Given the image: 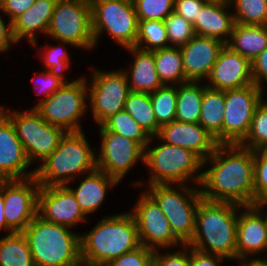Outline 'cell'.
Here are the masks:
<instances>
[{"label":"cell","instance_id":"obj_18","mask_svg":"<svg viewBox=\"0 0 267 266\" xmlns=\"http://www.w3.org/2000/svg\"><path fill=\"white\" fill-rule=\"evenodd\" d=\"M207 80V87L221 91L249 86L253 84L251 62L224 45Z\"/></svg>","mask_w":267,"mask_h":266},{"label":"cell","instance_id":"obj_11","mask_svg":"<svg viewBox=\"0 0 267 266\" xmlns=\"http://www.w3.org/2000/svg\"><path fill=\"white\" fill-rule=\"evenodd\" d=\"M55 41L86 50L95 48L89 0H58L47 35Z\"/></svg>","mask_w":267,"mask_h":266},{"label":"cell","instance_id":"obj_6","mask_svg":"<svg viewBox=\"0 0 267 266\" xmlns=\"http://www.w3.org/2000/svg\"><path fill=\"white\" fill-rule=\"evenodd\" d=\"M155 139L159 140V145L150 148ZM143 164L150 171L149 181L147 180L148 186L155 184L188 185L189 181L199 186L202 179L203 161L194 152L167 144L157 136L151 137L148 145L144 148Z\"/></svg>","mask_w":267,"mask_h":266},{"label":"cell","instance_id":"obj_31","mask_svg":"<svg viewBox=\"0 0 267 266\" xmlns=\"http://www.w3.org/2000/svg\"><path fill=\"white\" fill-rule=\"evenodd\" d=\"M0 238V266H35L26 236L14 232Z\"/></svg>","mask_w":267,"mask_h":266},{"label":"cell","instance_id":"obj_3","mask_svg":"<svg viewBox=\"0 0 267 266\" xmlns=\"http://www.w3.org/2000/svg\"><path fill=\"white\" fill-rule=\"evenodd\" d=\"M241 208L234 203L202 199L196 210L193 238L186 245L236 260V230Z\"/></svg>","mask_w":267,"mask_h":266},{"label":"cell","instance_id":"obj_47","mask_svg":"<svg viewBox=\"0 0 267 266\" xmlns=\"http://www.w3.org/2000/svg\"><path fill=\"white\" fill-rule=\"evenodd\" d=\"M251 66L253 83L264 90L263 82L267 83V48L251 62Z\"/></svg>","mask_w":267,"mask_h":266},{"label":"cell","instance_id":"obj_43","mask_svg":"<svg viewBox=\"0 0 267 266\" xmlns=\"http://www.w3.org/2000/svg\"><path fill=\"white\" fill-rule=\"evenodd\" d=\"M182 247V250L165 254H162L160 249L154 250L153 266H191L190 246L183 245Z\"/></svg>","mask_w":267,"mask_h":266},{"label":"cell","instance_id":"obj_2","mask_svg":"<svg viewBox=\"0 0 267 266\" xmlns=\"http://www.w3.org/2000/svg\"><path fill=\"white\" fill-rule=\"evenodd\" d=\"M139 246L141 243L137 225L130 210L105 216L89 233H80V257L83 266H105Z\"/></svg>","mask_w":267,"mask_h":266},{"label":"cell","instance_id":"obj_37","mask_svg":"<svg viewBox=\"0 0 267 266\" xmlns=\"http://www.w3.org/2000/svg\"><path fill=\"white\" fill-rule=\"evenodd\" d=\"M240 145L252 151L267 148V99L257 105L249 132Z\"/></svg>","mask_w":267,"mask_h":266},{"label":"cell","instance_id":"obj_49","mask_svg":"<svg viewBox=\"0 0 267 266\" xmlns=\"http://www.w3.org/2000/svg\"><path fill=\"white\" fill-rule=\"evenodd\" d=\"M17 43L13 37L12 23L8 20V24H5L2 16L0 15V53H6L11 50V46Z\"/></svg>","mask_w":267,"mask_h":266},{"label":"cell","instance_id":"obj_28","mask_svg":"<svg viewBox=\"0 0 267 266\" xmlns=\"http://www.w3.org/2000/svg\"><path fill=\"white\" fill-rule=\"evenodd\" d=\"M225 91L206 87L203 90L199 124L222 144V125L224 120Z\"/></svg>","mask_w":267,"mask_h":266},{"label":"cell","instance_id":"obj_32","mask_svg":"<svg viewBox=\"0 0 267 266\" xmlns=\"http://www.w3.org/2000/svg\"><path fill=\"white\" fill-rule=\"evenodd\" d=\"M124 110L137 121L150 137L157 136L160 126L154 115L150 94L130 92L125 101Z\"/></svg>","mask_w":267,"mask_h":266},{"label":"cell","instance_id":"obj_19","mask_svg":"<svg viewBox=\"0 0 267 266\" xmlns=\"http://www.w3.org/2000/svg\"><path fill=\"white\" fill-rule=\"evenodd\" d=\"M30 165L13 123L0 110V180L33 177L35 169L26 170Z\"/></svg>","mask_w":267,"mask_h":266},{"label":"cell","instance_id":"obj_36","mask_svg":"<svg viewBox=\"0 0 267 266\" xmlns=\"http://www.w3.org/2000/svg\"><path fill=\"white\" fill-rule=\"evenodd\" d=\"M229 3L235 11H232L235 23L267 26V0H229Z\"/></svg>","mask_w":267,"mask_h":266},{"label":"cell","instance_id":"obj_50","mask_svg":"<svg viewBox=\"0 0 267 266\" xmlns=\"http://www.w3.org/2000/svg\"><path fill=\"white\" fill-rule=\"evenodd\" d=\"M4 199H3V180H0V231H7L9 234L14 233L7 225L4 216Z\"/></svg>","mask_w":267,"mask_h":266},{"label":"cell","instance_id":"obj_20","mask_svg":"<svg viewBox=\"0 0 267 266\" xmlns=\"http://www.w3.org/2000/svg\"><path fill=\"white\" fill-rule=\"evenodd\" d=\"M236 230V261L252 259L267 251V225L262 213L254 206H242ZM252 255V256H251ZM250 257V258H249Z\"/></svg>","mask_w":267,"mask_h":266},{"label":"cell","instance_id":"obj_5","mask_svg":"<svg viewBox=\"0 0 267 266\" xmlns=\"http://www.w3.org/2000/svg\"><path fill=\"white\" fill-rule=\"evenodd\" d=\"M71 228L45 221L38 215L22 232L35 266H83L80 234Z\"/></svg>","mask_w":267,"mask_h":266},{"label":"cell","instance_id":"obj_41","mask_svg":"<svg viewBox=\"0 0 267 266\" xmlns=\"http://www.w3.org/2000/svg\"><path fill=\"white\" fill-rule=\"evenodd\" d=\"M267 200V151H254V203Z\"/></svg>","mask_w":267,"mask_h":266},{"label":"cell","instance_id":"obj_1","mask_svg":"<svg viewBox=\"0 0 267 266\" xmlns=\"http://www.w3.org/2000/svg\"><path fill=\"white\" fill-rule=\"evenodd\" d=\"M199 187L203 199L240 206L254 204V151L240 144H218L203 161Z\"/></svg>","mask_w":267,"mask_h":266},{"label":"cell","instance_id":"obj_15","mask_svg":"<svg viewBox=\"0 0 267 266\" xmlns=\"http://www.w3.org/2000/svg\"><path fill=\"white\" fill-rule=\"evenodd\" d=\"M39 190L35 176L3 180L4 216L13 232H23L37 216Z\"/></svg>","mask_w":267,"mask_h":266},{"label":"cell","instance_id":"obj_52","mask_svg":"<svg viewBox=\"0 0 267 266\" xmlns=\"http://www.w3.org/2000/svg\"><path fill=\"white\" fill-rule=\"evenodd\" d=\"M253 205L262 213V215L264 216L266 225H267V211L266 213L263 212L264 208L267 207V200L254 203Z\"/></svg>","mask_w":267,"mask_h":266},{"label":"cell","instance_id":"obj_13","mask_svg":"<svg viewBox=\"0 0 267 266\" xmlns=\"http://www.w3.org/2000/svg\"><path fill=\"white\" fill-rule=\"evenodd\" d=\"M264 90L254 83L239 89L225 90L222 144H240L247 136Z\"/></svg>","mask_w":267,"mask_h":266},{"label":"cell","instance_id":"obj_46","mask_svg":"<svg viewBox=\"0 0 267 266\" xmlns=\"http://www.w3.org/2000/svg\"><path fill=\"white\" fill-rule=\"evenodd\" d=\"M36 0H0V11L8 16L12 23L29 9Z\"/></svg>","mask_w":267,"mask_h":266},{"label":"cell","instance_id":"obj_23","mask_svg":"<svg viewBox=\"0 0 267 266\" xmlns=\"http://www.w3.org/2000/svg\"><path fill=\"white\" fill-rule=\"evenodd\" d=\"M230 6L229 0H208L193 24L195 35L215 38L226 44L235 24Z\"/></svg>","mask_w":267,"mask_h":266},{"label":"cell","instance_id":"obj_22","mask_svg":"<svg viewBox=\"0 0 267 266\" xmlns=\"http://www.w3.org/2000/svg\"><path fill=\"white\" fill-rule=\"evenodd\" d=\"M224 45L225 43L218 39L195 35L186 45L181 46L186 79H207Z\"/></svg>","mask_w":267,"mask_h":266},{"label":"cell","instance_id":"obj_35","mask_svg":"<svg viewBox=\"0 0 267 266\" xmlns=\"http://www.w3.org/2000/svg\"><path fill=\"white\" fill-rule=\"evenodd\" d=\"M156 121L160 127L175 120L177 86L164 85L150 93Z\"/></svg>","mask_w":267,"mask_h":266},{"label":"cell","instance_id":"obj_9","mask_svg":"<svg viewBox=\"0 0 267 266\" xmlns=\"http://www.w3.org/2000/svg\"><path fill=\"white\" fill-rule=\"evenodd\" d=\"M0 110L13 123L28 161L45 160L59 145L66 131L48 123L34 109L19 111L0 106Z\"/></svg>","mask_w":267,"mask_h":266},{"label":"cell","instance_id":"obj_16","mask_svg":"<svg viewBox=\"0 0 267 266\" xmlns=\"http://www.w3.org/2000/svg\"><path fill=\"white\" fill-rule=\"evenodd\" d=\"M101 147L97 169L121 182L137 161L144 162V148L136 141L110 131H99Z\"/></svg>","mask_w":267,"mask_h":266},{"label":"cell","instance_id":"obj_14","mask_svg":"<svg viewBox=\"0 0 267 266\" xmlns=\"http://www.w3.org/2000/svg\"><path fill=\"white\" fill-rule=\"evenodd\" d=\"M130 212L135 219L141 245L152 250H167L184 245L173 234L166 216L146 191L141 192Z\"/></svg>","mask_w":267,"mask_h":266},{"label":"cell","instance_id":"obj_42","mask_svg":"<svg viewBox=\"0 0 267 266\" xmlns=\"http://www.w3.org/2000/svg\"><path fill=\"white\" fill-rule=\"evenodd\" d=\"M153 256L154 250L141 245L110 261L105 266H153Z\"/></svg>","mask_w":267,"mask_h":266},{"label":"cell","instance_id":"obj_26","mask_svg":"<svg viewBox=\"0 0 267 266\" xmlns=\"http://www.w3.org/2000/svg\"><path fill=\"white\" fill-rule=\"evenodd\" d=\"M118 183L115 178L96 169L88 173L77 188L66 186L71 190L81 211L87 217V215L98 211L105 200L107 190L113 188L114 185L117 186Z\"/></svg>","mask_w":267,"mask_h":266},{"label":"cell","instance_id":"obj_24","mask_svg":"<svg viewBox=\"0 0 267 266\" xmlns=\"http://www.w3.org/2000/svg\"><path fill=\"white\" fill-rule=\"evenodd\" d=\"M58 0H36L22 15L12 22V32L18 43L23 38L35 47L37 34L47 35L51 17ZM39 32V33H38Z\"/></svg>","mask_w":267,"mask_h":266},{"label":"cell","instance_id":"obj_34","mask_svg":"<svg viewBox=\"0 0 267 266\" xmlns=\"http://www.w3.org/2000/svg\"><path fill=\"white\" fill-rule=\"evenodd\" d=\"M169 46L167 31L163 20H139L135 47L154 51Z\"/></svg>","mask_w":267,"mask_h":266},{"label":"cell","instance_id":"obj_25","mask_svg":"<svg viewBox=\"0 0 267 266\" xmlns=\"http://www.w3.org/2000/svg\"><path fill=\"white\" fill-rule=\"evenodd\" d=\"M126 49L134 57L130 71L123 69L131 92L150 94L164 86L155 68L154 51L143 50L135 46Z\"/></svg>","mask_w":267,"mask_h":266},{"label":"cell","instance_id":"obj_7","mask_svg":"<svg viewBox=\"0 0 267 266\" xmlns=\"http://www.w3.org/2000/svg\"><path fill=\"white\" fill-rule=\"evenodd\" d=\"M147 187L146 192L166 216L173 234L186 245L194 235L196 210L203 199L201 188L190 187L189 184H155Z\"/></svg>","mask_w":267,"mask_h":266},{"label":"cell","instance_id":"obj_48","mask_svg":"<svg viewBox=\"0 0 267 266\" xmlns=\"http://www.w3.org/2000/svg\"><path fill=\"white\" fill-rule=\"evenodd\" d=\"M224 259L227 260V258L205 253L190 247L191 266H219Z\"/></svg>","mask_w":267,"mask_h":266},{"label":"cell","instance_id":"obj_21","mask_svg":"<svg viewBox=\"0 0 267 266\" xmlns=\"http://www.w3.org/2000/svg\"><path fill=\"white\" fill-rule=\"evenodd\" d=\"M157 137L167 144L194 152L202 161L206 160L218 145L201 124L177 120L160 127Z\"/></svg>","mask_w":267,"mask_h":266},{"label":"cell","instance_id":"obj_27","mask_svg":"<svg viewBox=\"0 0 267 266\" xmlns=\"http://www.w3.org/2000/svg\"><path fill=\"white\" fill-rule=\"evenodd\" d=\"M225 45L252 62L267 48V26L235 23Z\"/></svg>","mask_w":267,"mask_h":266},{"label":"cell","instance_id":"obj_30","mask_svg":"<svg viewBox=\"0 0 267 266\" xmlns=\"http://www.w3.org/2000/svg\"><path fill=\"white\" fill-rule=\"evenodd\" d=\"M157 74L163 85L174 86L187 82L180 47L169 46L154 50Z\"/></svg>","mask_w":267,"mask_h":266},{"label":"cell","instance_id":"obj_10","mask_svg":"<svg viewBox=\"0 0 267 266\" xmlns=\"http://www.w3.org/2000/svg\"><path fill=\"white\" fill-rule=\"evenodd\" d=\"M87 87V78L81 76L72 83H65L34 109L48 123L61 127L66 132L83 131L80 121L88 110Z\"/></svg>","mask_w":267,"mask_h":266},{"label":"cell","instance_id":"obj_33","mask_svg":"<svg viewBox=\"0 0 267 266\" xmlns=\"http://www.w3.org/2000/svg\"><path fill=\"white\" fill-rule=\"evenodd\" d=\"M99 127V131L116 133L127 139L138 142L143 148L148 145L151 138L137 121L125 110L111 115L99 125Z\"/></svg>","mask_w":267,"mask_h":266},{"label":"cell","instance_id":"obj_17","mask_svg":"<svg viewBox=\"0 0 267 266\" xmlns=\"http://www.w3.org/2000/svg\"><path fill=\"white\" fill-rule=\"evenodd\" d=\"M37 215L45 221L74 229L87 222L71 190L65 186L40 187Z\"/></svg>","mask_w":267,"mask_h":266},{"label":"cell","instance_id":"obj_29","mask_svg":"<svg viewBox=\"0 0 267 266\" xmlns=\"http://www.w3.org/2000/svg\"><path fill=\"white\" fill-rule=\"evenodd\" d=\"M203 81H187L177 85L175 120L185 123H198L202 105Z\"/></svg>","mask_w":267,"mask_h":266},{"label":"cell","instance_id":"obj_44","mask_svg":"<svg viewBox=\"0 0 267 266\" xmlns=\"http://www.w3.org/2000/svg\"><path fill=\"white\" fill-rule=\"evenodd\" d=\"M40 77V78H39ZM41 81H40V85L37 84L38 81L36 83H34L33 85L36 86V90L39 91L36 93V95H44L43 98L36 104L34 105L35 108L41 101H44L45 99H47L50 95H52L54 92H56L58 89H60L65 82L63 80H61L60 78L54 76L52 73H50L47 70H44L43 72L41 71L40 74L38 75V77ZM37 85H39L37 88ZM39 93V94H38Z\"/></svg>","mask_w":267,"mask_h":266},{"label":"cell","instance_id":"obj_39","mask_svg":"<svg viewBox=\"0 0 267 266\" xmlns=\"http://www.w3.org/2000/svg\"><path fill=\"white\" fill-rule=\"evenodd\" d=\"M39 50H41L42 53L44 51L43 53L44 55H42V57L44 56L43 63L45 69L50 73H52L54 76L63 80L65 83H72L68 82V80H66L67 78L64 76V73L71 64L69 56L70 54L68 53V51L65 50V48L63 49L61 45H57L54 47L50 45L49 46L45 45L43 50L42 49Z\"/></svg>","mask_w":267,"mask_h":266},{"label":"cell","instance_id":"obj_8","mask_svg":"<svg viewBox=\"0 0 267 266\" xmlns=\"http://www.w3.org/2000/svg\"><path fill=\"white\" fill-rule=\"evenodd\" d=\"M91 19L95 46L104 31L125 50L135 46L139 20L132 0H92Z\"/></svg>","mask_w":267,"mask_h":266},{"label":"cell","instance_id":"obj_45","mask_svg":"<svg viewBox=\"0 0 267 266\" xmlns=\"http://www.w3.org/2000/svg\"><path fill=\"white\" fill-rule=\"evenodd\" d=\"M207 1L208 0H175L174 11L193 25L202 6Z\"/></svg>","mask_w":267,"mask_h":266},{"label":"cell","instance_id":"obj_38","mask_svg":"<svg viewBox=\"0 0 267 266\" xmlns=\"http://www.w3.org/2000/svg\"><path fill=\"white\" fill-rule=\"evenodd\" d=\"M163 21L170 46L181 47L195 36L193 25L175 11L171 12Z\"/></svg>","mask_w":267,"mask_h":266},{"label":"cell","instance_id":"obj_51","mask_svg":"<svg viewBox=\"0 0 267 266\" xmlns=\"http://www.w3.org/2000/svg\"><path fill=\"white\" fill-rule=\"evenodd\" d=\"M240 266H267V258H252L251 259H245V260H240Z\"/></svg>","mask_w":267,"mask_h":266},{"label":"cell","instance_id":"obj_12","mask_svg":"<svg viewBox=\"0 0 267 266\" xmlns=\"http://www.w3.org/2000/svg\"><path fill=\"white\" fill-rule=\"evenodd\" d=\"M91 81L88 83V100L93 120L101 125L107 118L124 110L130 87L126 74L118 71H102L91 68ZM90 84V85H89Z\"/></svg>","mask_w":267,"mask_h":266},{"label":"cell","instance_id":"obj_4","mask_svg":"<svg viewBox=\"0 0 267 266\" xmlns=\"http://www.w3.org/2000/svg\"><path fill=\"white\" fill-rule=\"evenodd\" d=\"M94 149L83 131L66 132L58 147L35 169L40 187L65 186L80 174L95 171L97 154Z\"/></svg>","mask_w":267,"mask_h":266},{"label":"cell","instance_id":"obj_40","mask_svg":"<svg viewBox=\"0 0 267 266\" xmlns=\"http://www.w3.org/2000/svg\"><path fill=\"white\" fill-rule=\"evenodd\" d=\"M138 20H164L174 11L175 0H132Z\"/></svg>","mask_w":267,"mask_h":266}]
</instances>
